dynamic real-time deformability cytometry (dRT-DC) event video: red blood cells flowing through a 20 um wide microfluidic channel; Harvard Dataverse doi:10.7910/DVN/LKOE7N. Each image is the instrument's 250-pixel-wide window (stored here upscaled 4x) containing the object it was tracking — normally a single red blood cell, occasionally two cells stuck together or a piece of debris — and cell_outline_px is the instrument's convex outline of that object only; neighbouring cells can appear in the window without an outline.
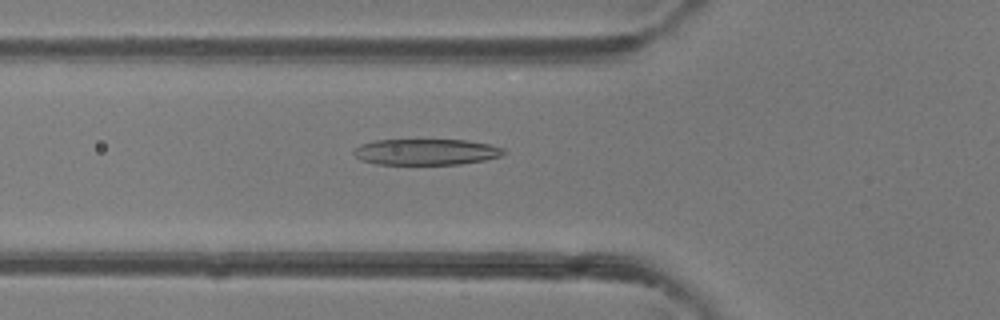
{"species": "common noctule bat (a hibernating species)", "species_latin": "Nyctalus noctula", "temperature_condition": "room temperature", "stored_images_in_passage": 47, "camera_frame_rate_fps": 3000, "um_per_image_px": 0.085, "animal": {"sex": "female"}, "frame": {"image": 1, "passage_image": 17, "time_ms": 5.333, "image_size_px": [1000, 320], "cell_outline_px": [[508, 152], [500, 156], [484, 160], [460, 164], [376, 164], [360, 160], [352, 152], [352, 148], [360, 144], [376, 140], [468, 140], [488, 144], [504, 148]], "centroid_in_image_um": [36.2, 12.91], "position_along_channel_um": 89.6, "area_um2": 22.89}}
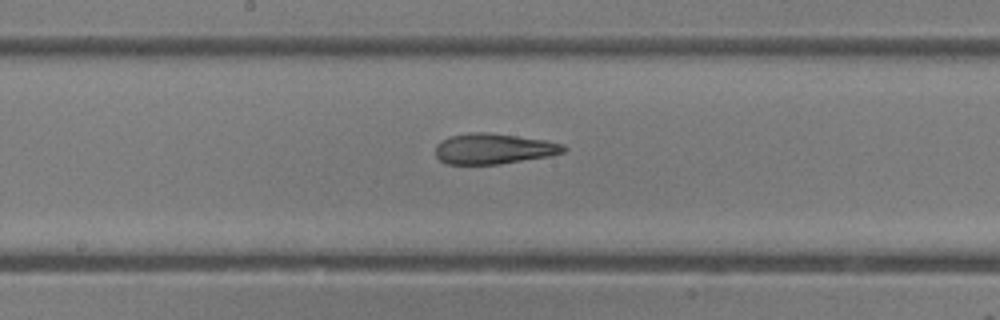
{"frame": {"image": 2, "passage_image": 25, "time_ms": 8.0, "image_size_px": [1000, 320], "cell_outline_px": [[568, 148], [564, 152], [548, 156], [500, 164], [448, 164], [440, 160], [436, 156], [436, 144], [440, 140], [448, 136], [468, 132], [484, 132], [516, 136], [544, 140], [564, 144]], "centroid_in_image_um": [41.93, 12.64], "position_along_channel_um": 206.3, "area_um2": 22.83}}
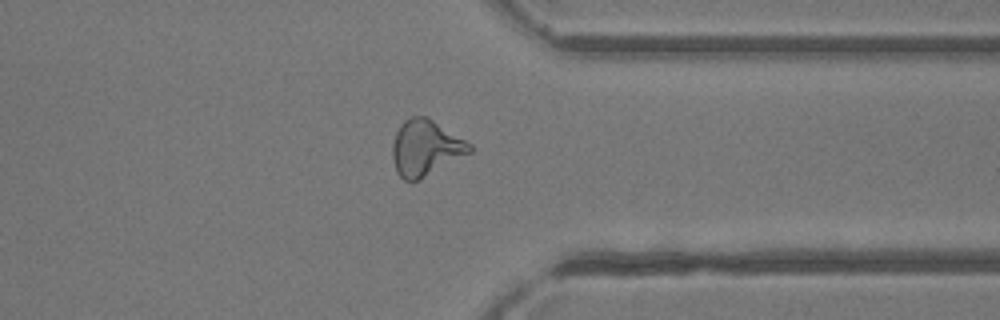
{"frame": {"image": 3, "passage_image": 37, "time_ms": 12.0, "image_size_px": [1000, 320], "cell_outline_px": [[472, 152], [420, 180], [404, 180], [396, 172], [392, 160], [392, 144], [396, 132], [400, 124], [404, 120], [412, 116], [428, 116], [472, 144]], "centroid_in_image_um": [36.17, 12.57], "position_along_channel_um": 375.2, "area_um2": 25.37}, "authors_computed_cell_mechanics": {"area_um2": 24.3338, "velocity_mm_per_s": 4.3347, "shape_relaxation_time_tau1_ms": 8.0461, "shape_relaxation_time_tau2_ms": 2.2092, "deformation_change_tau1": 0.2697, "deformation_change_tau2": 0.1313}}